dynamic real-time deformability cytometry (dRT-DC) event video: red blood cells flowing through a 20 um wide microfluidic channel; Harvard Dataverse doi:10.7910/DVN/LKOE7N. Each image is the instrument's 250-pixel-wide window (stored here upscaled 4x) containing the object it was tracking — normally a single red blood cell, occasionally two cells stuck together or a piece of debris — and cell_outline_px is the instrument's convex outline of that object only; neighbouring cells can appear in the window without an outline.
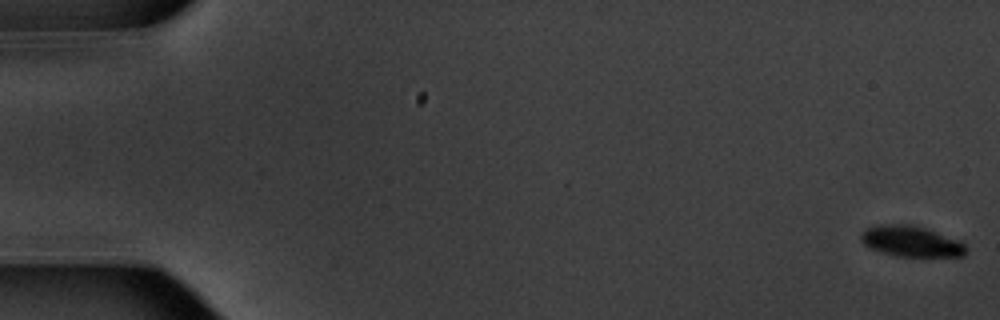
{"species": "common noctule bat (a hibernating species)", "species_latin": "Nyctalus noctula", "temperature_condition": "warm", "stored_images_in_passage": 55, "camera_frame_rate_fps": 3000, "um_per_image_px": 0.085, "animal": {"sex": "male", "body_mass_g": 20.1, "forearm_length_mm": 53.5}, "frame": {"image": 1, "passage_image": 1, "time_ms": 0.0, "image_size_px": [1000, 320], "cell_outline_px": [[964, 256], [896, 256], [880, 252], [868, 248], [860, 240], [860, 236], [868, 228], [880, 224], [912, 224], [960, 240], [964, 244]], "centroid_in_image_um": [77.4, 20.51], "position_along_channel_um": 7.6, "area_um2": 18.67}}
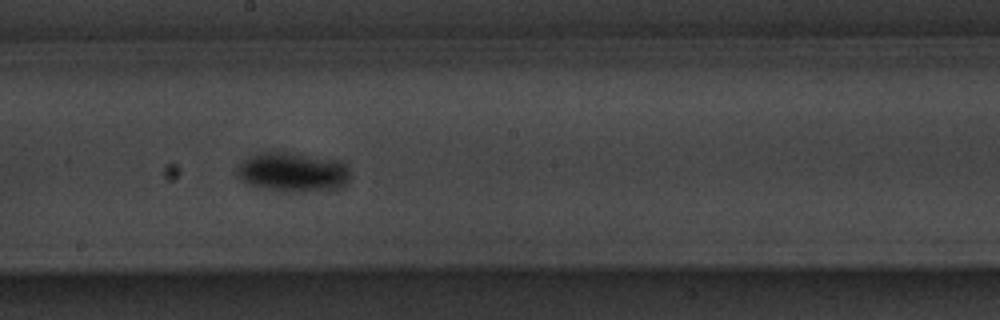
{"frame": {"image": 2, "passage_image": 31, "time_ms": 10.0, "image_size_px": [1000, 320], "cell_outline_px": [[348, 176], [328, 188], [304, 192], [280, 192], [248, 184], [240, 180], [236, 172], [236, 168], [244, 160], [252, 156], [264, 152], [292, 152], [336, 160], [344, 164], [348, 168]], "centroid_in_image_um": [24.74, 14.61], "position_along_channel_um": 223.5, "area_um2": 25.14}}
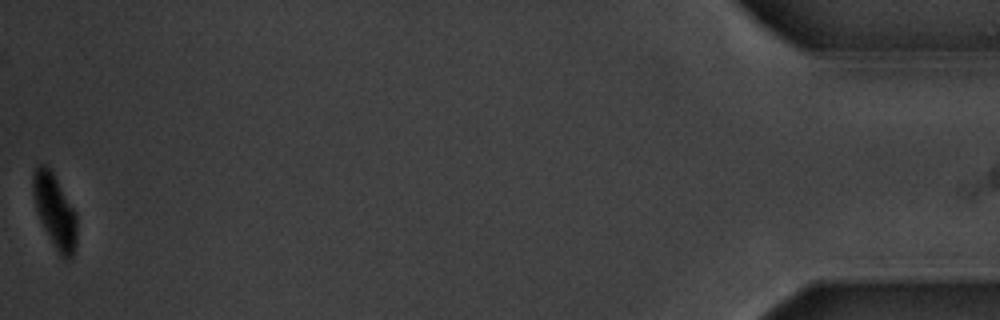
{"frame": {"image": 3, "passage_image": 55, "time_ms": 18.0, "image_size_px": [1000, 320], "cell_outline_px": [[76, 244], [72, 260], [64, 260], [60, 256], [44, 228], [40, 220], [36, 208], [32, 192], [32, 172], [40, 164], [48, 164], [76, 212]], "centroid_in_image_um": [4.66, 17.93], "position_along_channel_um": 430.5, "area_um2": 18.96}, "authors_computed_cell_mechanics": {"area_um2": 21.5594, "velocity_mm_per_s": 3.7391, "shape_relaxation_time_tau1_ms": 1.4924, "shape_relaxation_time_tau2_ms": null, "deformation_change_tau1": 0.1344, "deformation_change_tau2": null}}